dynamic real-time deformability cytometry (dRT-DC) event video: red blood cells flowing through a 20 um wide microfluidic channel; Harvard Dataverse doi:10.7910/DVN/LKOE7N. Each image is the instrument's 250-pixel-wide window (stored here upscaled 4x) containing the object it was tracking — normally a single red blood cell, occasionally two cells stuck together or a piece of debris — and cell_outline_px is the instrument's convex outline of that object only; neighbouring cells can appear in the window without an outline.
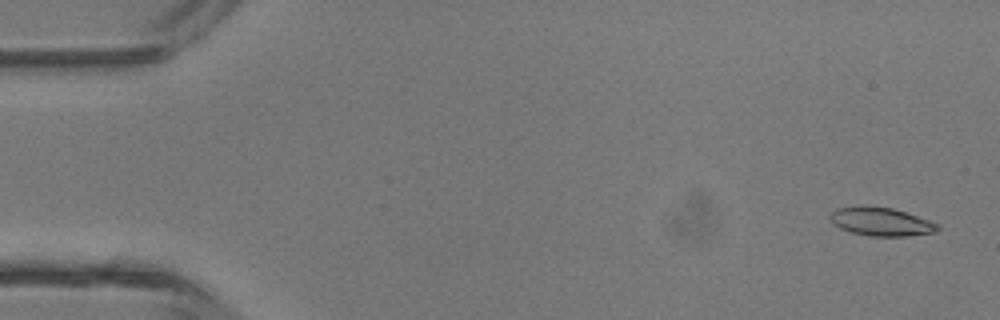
{"species": "common noctule bat (a hibernating species)", "species_latin": "Nyctalus noctula", "temperature_condition": "room temperature", "stored_images_in_passage": 5, "segment_of_instrument_passage": [1, 2], "camera_frame_rate_fps": 3000, "um_per_image_px": 0.085, "animal": {"sex": "male", "body_mass_g": 13.3}, "frame": {"image": 1, "passage_image": 1, "time_ms": 0.0, "image_size_px": [1000, 320], "cell_outline_px": [[940, 228], [936, 232], [908, 236], [868, 236], [852, 232], [840, 228], [832, 224], [828, 216], [836, 208], [892, 208], [928, 220], [936, 224]], "centroid_in_image_um": [74.88, 18.88], "position_along_channel_um": 10.1, "area_um2": 17.17}}